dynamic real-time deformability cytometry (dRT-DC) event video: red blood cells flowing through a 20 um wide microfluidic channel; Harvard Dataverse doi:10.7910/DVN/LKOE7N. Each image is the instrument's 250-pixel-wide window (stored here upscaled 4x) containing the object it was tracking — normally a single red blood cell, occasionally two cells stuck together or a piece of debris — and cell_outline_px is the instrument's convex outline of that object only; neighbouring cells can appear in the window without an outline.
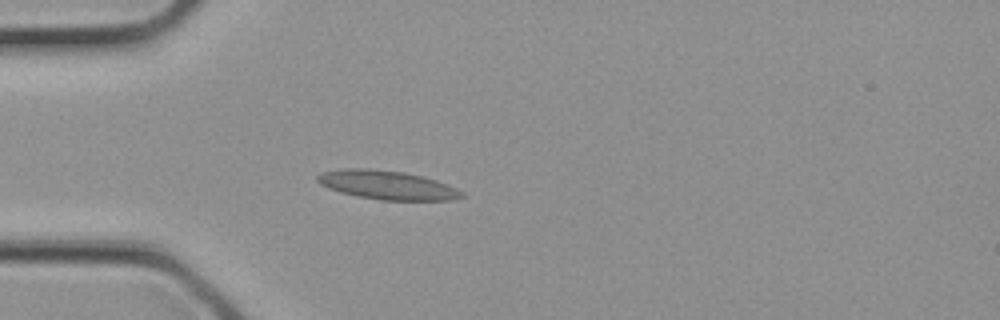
{"species": "common noctule bat (a hibernating species)", "species_latin": "Nyctalus noctula", "temperature_condition": "cold", "stored_images_in_passage": 2, "camera_frame_rate_fps": 3000, "um_per_image_px": 0.085, "animal": {"sex": "female", "body_mass_g": 21.9}, "frame": {"image": 1, "passage_image": 2, "time_ms": 0.333, "image_size_px": [1000, 320], "cell_outline_px": [[468, 196], [448, 200], [380, 200], [356, 196], [340, 192], [328, 188], [320, 184], [316, 180], [316, 176], [320, 172], [340, 168], [368, 168], [404, 172], [436, 180], [456, 188], [464, 192]], "centroid_in_image_um": [32.87, 15.72], "position_along_channel_um": 52.1, "area_um2": 24.45}}